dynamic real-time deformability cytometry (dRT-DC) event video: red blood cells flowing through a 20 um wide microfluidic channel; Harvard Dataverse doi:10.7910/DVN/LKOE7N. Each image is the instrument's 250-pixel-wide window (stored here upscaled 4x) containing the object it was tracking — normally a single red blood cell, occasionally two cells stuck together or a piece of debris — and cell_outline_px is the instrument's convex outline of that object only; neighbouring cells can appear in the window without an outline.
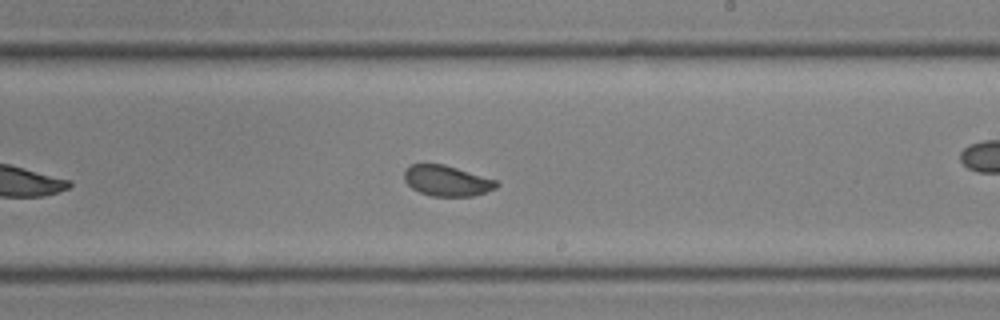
{"species": "common noctule bat (a hibernating species)", "species_latin": "Nyctalus noctula", "temperature_condition": "room temperature", "stored_images_in_passage": 28, "camera_frame_rate_fps": 3000, "um_per_image_px": 0.085, "animal": {"sex": "male", "body_mass_g": 19.0, "forearm_length_mm": 50.8}, "frame": {"image": 1, "passage_image": 16, "time_ms": 5.0, "image_size_px": [1000, 320], "cell_outline_px": [[500, 184], [496, 188], [472, 196], [432, 196], [420, 192], [412, 188], [404, 180], [404, 168], [412, 164], [444, 164], [496, 180]], "centroid_in_image_um": [37.96, 15.36], "position_along_channel_um": 251.0, "area_um2": 16.36}}